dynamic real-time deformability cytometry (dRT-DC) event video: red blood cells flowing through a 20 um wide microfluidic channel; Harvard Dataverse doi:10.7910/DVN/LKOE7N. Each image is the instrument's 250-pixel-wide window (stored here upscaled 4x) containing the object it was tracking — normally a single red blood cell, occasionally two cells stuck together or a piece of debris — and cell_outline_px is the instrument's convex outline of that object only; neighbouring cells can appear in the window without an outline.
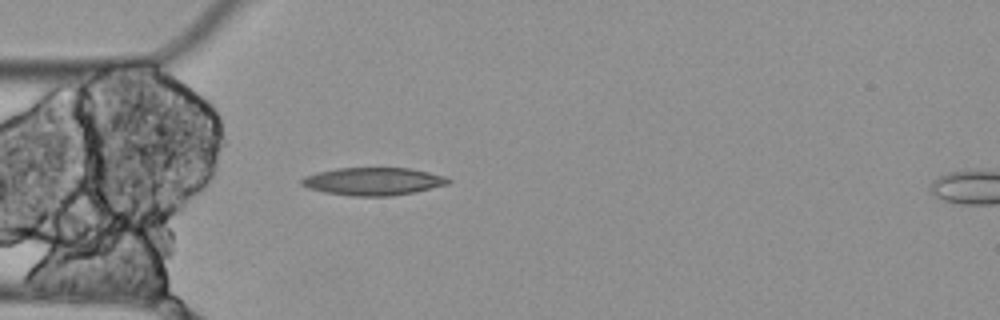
{"species": "Egyptian fruit bat (a non-hibernating species)", "species_latin": "Rousettus aegyptiacus", "temperature_condition": "cold", "stored_images_in_passage": 4, "camera_frame_rate_fps": 3000, "um_per_image_px": 0.085, "animal": {"sex": "female"}, "frame": {"image": 1, "passage_image": 4, "time_ms": 1.0, "image_size_px": [1000, 320], "cell_outline_px": [[452, 180], [448, 184], [412, 192], [392, 196], [352, 196], [324, 192], [308, 188], [300, 184], [300, 180], [304, 176], [316, 172], [336, 168], [408, 168], [448, 176]], "centroid_in_image_um": [31.7, 15.41], "position_along_channel_um": 53.3, "area_um2": 23.76}}